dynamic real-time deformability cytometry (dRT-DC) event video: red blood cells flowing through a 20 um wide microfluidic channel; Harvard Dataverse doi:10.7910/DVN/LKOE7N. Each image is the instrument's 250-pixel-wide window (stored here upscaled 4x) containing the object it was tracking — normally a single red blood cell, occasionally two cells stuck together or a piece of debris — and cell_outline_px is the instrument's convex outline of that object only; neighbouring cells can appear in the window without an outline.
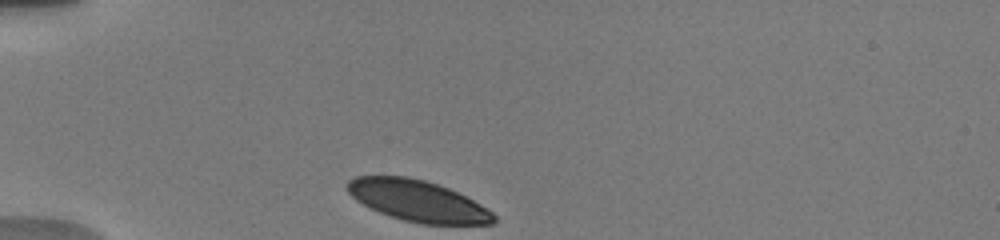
{"species": "human", "species_latin": "Homo sapiens", "temperature_condition": "warm", "stored_images_in_passage": 24, "camera_frame_rate_fps": 3000, "um_per_image_px": 0.085, "donor": {"sex": "male"}, "frame": {"image": 1, "passage_image": 1, "time_ms": 0.0, "image_size_px": [1000, 240], "cell_outline_px": [[496, 220], [492, 224], [420, 224], [404, 220], [380, 212], [356, 200], [344, 188], [344, 184], [348, 180], [356, 176], [408, 176], [424, 180], [448, 188], [480, 204], [492, 212], [496, 216]], "centroid_in_image_um": [35.47, 17.06], "position_along_channel_um": 49.5, "area_um2": 34.91}}
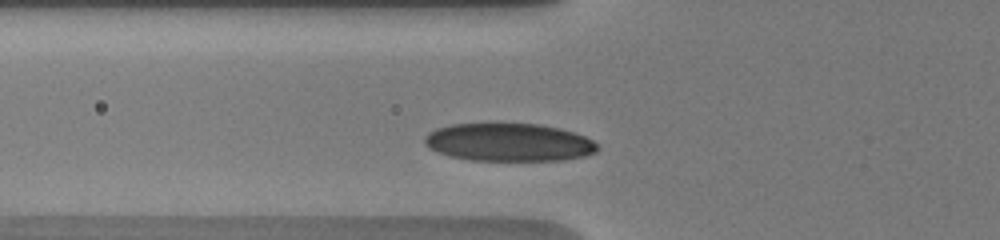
{"frame": {"image": 2, "passage_image": 7, "time_ms": 1.667, "image_size_px": [1000, 240], "cell_outline_px": [[600, 148], [596, 152], [584, 156], [560, 160], [472, 160], [452, 156], [428, 148], [424, 144], [424, 136], [428, 132], [436, 128], [452, 124], [536, 124], [560, 128], [584, 136], [592, 140]], "centroid_in_image_um": [43.24, 12.09], "position_along_channel_um": 82.6, "area_um2": 37.97}}
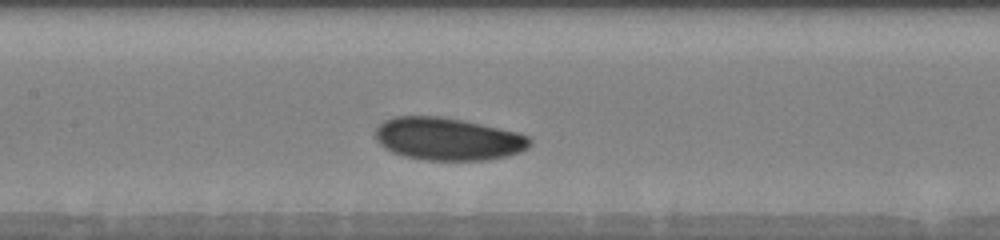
{"frame": {"image": 3, "passage_image": 21, "time_ms": 4.0, "image_size_px": [1000, 240], "cell_outline_px": [[532, 144], [528, 148], [520, 152], [508, 156], [488, 160], [424, 160], [404, 156], [392, 152], [384, 148], [376, 140], [376, 128], [384, 120], [392, 116], [440, 116], [464, 120], [520, 132], [528, 136], [532, 140]], "centroid_in_image_um": [38.1, 11.81], "position_along_channel_um": 169.3, "area_um2": 38.84}}